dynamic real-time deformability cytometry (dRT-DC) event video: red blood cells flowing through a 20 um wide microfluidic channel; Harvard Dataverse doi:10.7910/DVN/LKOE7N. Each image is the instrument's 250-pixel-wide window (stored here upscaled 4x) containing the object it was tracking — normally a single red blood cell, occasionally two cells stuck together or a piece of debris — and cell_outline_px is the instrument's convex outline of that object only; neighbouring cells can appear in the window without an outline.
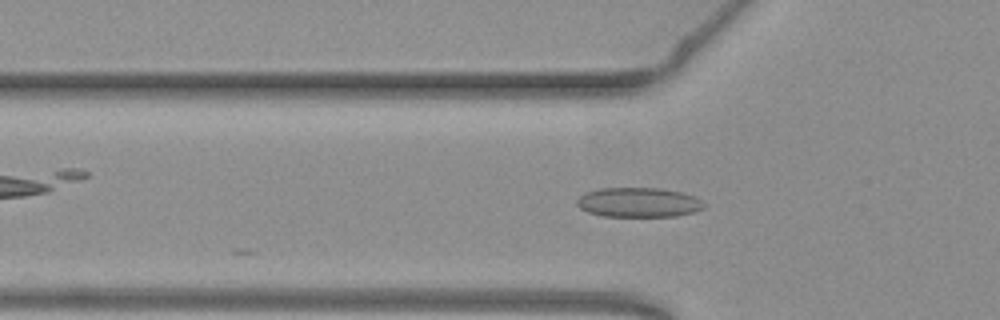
{"species": "common noctule bat (a hibernating species)", "species_latin": "Nyctalus noctula", "temperature_condition": "warm", "stored_images_in_passage": 12, "camera_frame_rate_fps": 3000, "um_per_image_px": 0.085, "animal": {"sex": "female", "body_mass_g": 19.3, "forearm_length_mm": 54.1}, "frame": {"image": 1, "passage_image": 4, "time_ms": 1.0, "image_size_px": [1000, 320], "cell_outline_px": [[708, 204], [704, 208], [692, 212], [676, 216], [600, 216], [588, 212], [580, 208], [576, 204], [576, 200], [580, 196], [588, 192], [600, 188], [660, 188], [680, 192], [692, 196]], "centroid_in_image_um": [54.27, 17.2], "position_along_channel_um": 71.5, "area_um2": 21.85}}
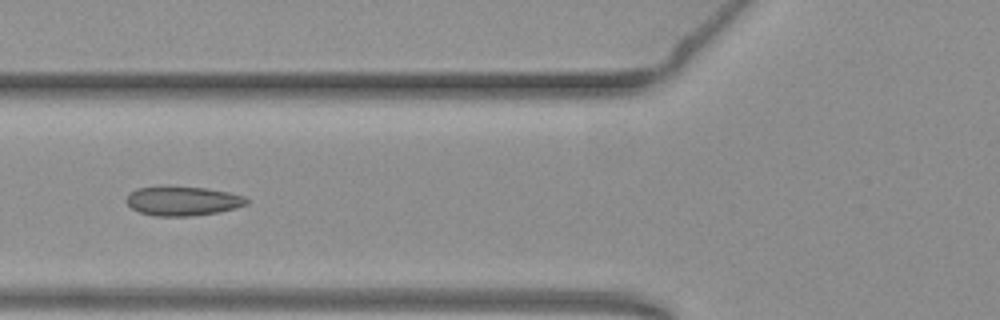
{"frame": {"image": 2, "passage_image": 7, "time_ms": 2.0, "image_size_px": [1000, 320], "cell_outline_px": [[248, 204], [236, 208], [220, 212], [192, 216], [156, 216], [140, 212], [132, 208], [124, 200], [136, 188], [164, 184], [168, 184], [208, 188], [228, 192], [244, 196], [248, 200]], "centroid_in_image_um": [15.52, 17.05], "position_along_channel_um": 110.3, "area_um2": 21.15}}
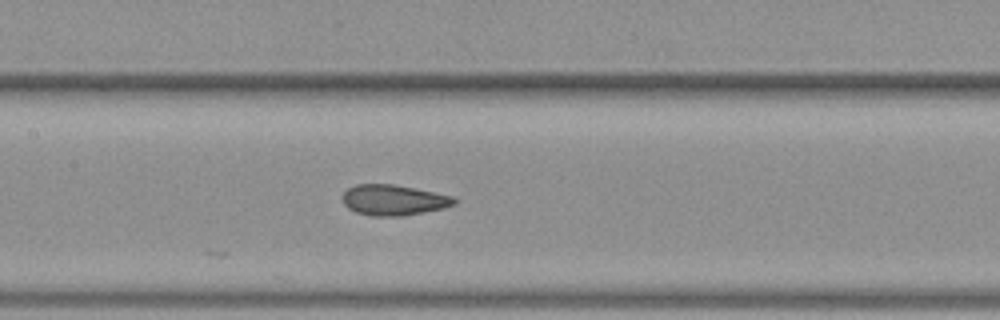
{"frame": {"image": 3, "passage_image": 12, "time_ms": 3.667, "image_size_px": [1000, 320], "cell_outline_px": [[456, 204], [444, 208], [404, 216], [372, 216], [356, 212], [348, 208], [344, 204], [340, 196], [348, 188], [356, 184], [392, 184], [416, 188], [456, 196]], "centroid_in_image_um": [33.47, 17.0], "position_along_channel_um": 173.9, "area_um2": 20.23}}